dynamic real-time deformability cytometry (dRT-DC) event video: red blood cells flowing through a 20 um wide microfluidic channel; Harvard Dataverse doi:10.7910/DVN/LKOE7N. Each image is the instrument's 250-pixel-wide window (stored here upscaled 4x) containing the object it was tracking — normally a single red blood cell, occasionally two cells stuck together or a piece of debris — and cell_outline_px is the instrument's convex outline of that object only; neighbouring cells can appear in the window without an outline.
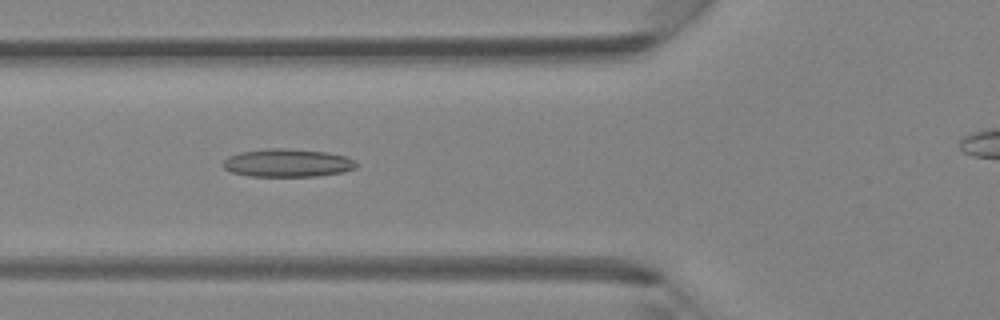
{"species": "Egyptian fruit bat (a non-hibernating species)", "species_latin": "Rousettus aegyptiacus", "temperature_condition": "room temperature", "stored_images_in_passage": 29, "camera_frame_rate_fps": 3000, "um_per_image_px": 0.085, "animal": {"sex": "female"}, "frame": {"image": 1, "passage_image": 6, "time_ms": 1.667, "image_size_px": [1000, 320], "cell_outline_px": [[356, 168], [344, 172], [316, 176], [248, 176], [232, 172], [224, 168], [224, 160], [228, 156], [240, 152], [268, 148], [284, 148], [328, 152], [348, 156], [356, 160]], "centroid_in_image_um": [24.48, 13.84], "position_along_channel_um": 101.3, "area_um2": 21.91}}
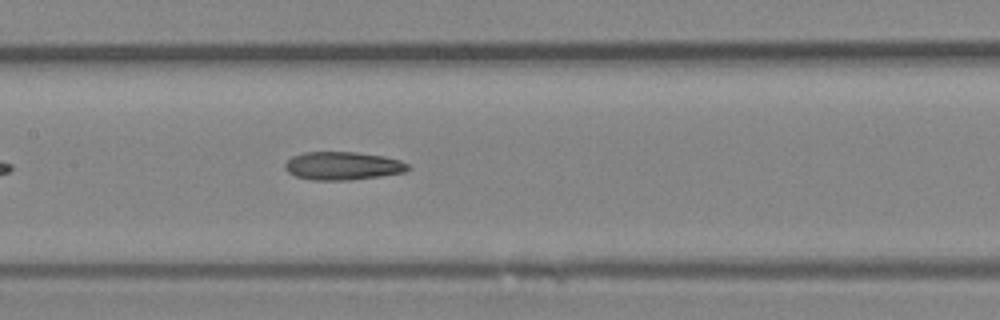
{"frame": {"image": 2, "passage_image": 11, "time_ms": 3.333, "image_size_px": [1000, 320], "cell_outline_px": [[412, 168], [404, 172], [380, 176], [348, 180], [312, 180], [296, 176], [288, 172], [284, 168], [284, 164], [292, 156], [304, 152], [356, 152], [384, 156], [400, 160], [408, 164]], "centroid_in_image_um": [29.13, 14.09], "position_along_channel_um": 178.3, "area_um2": 20.23}}
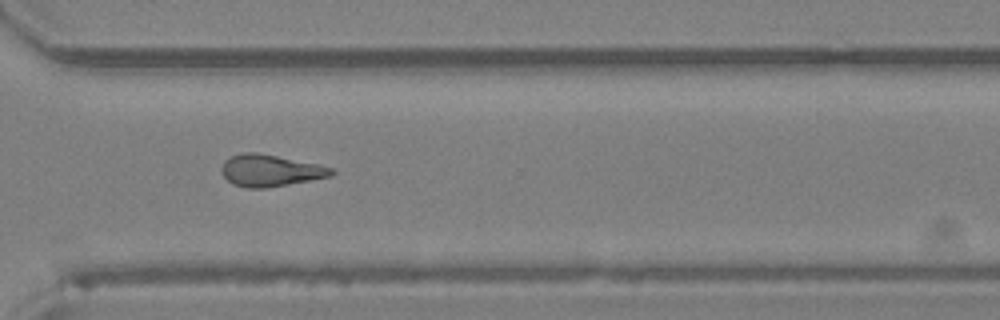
{"frame": {"image": 3, "passage_image": 22, "time_ms": 7.0, "image_size_px": [1000, 320], "cell_outline_px": [[336, 172], [332, 176], [288, 184], [264, 188], [248, 188], [232, 184], [220, 172], [220, 168], [224, 160], [232, 156], [244, 152], [256, 152], [316, 164], [332, 168]], "centroid_in_image_um": [22.93, 14.5], "position_along_channel_um": 347.7, "area_um2": 20.17}}